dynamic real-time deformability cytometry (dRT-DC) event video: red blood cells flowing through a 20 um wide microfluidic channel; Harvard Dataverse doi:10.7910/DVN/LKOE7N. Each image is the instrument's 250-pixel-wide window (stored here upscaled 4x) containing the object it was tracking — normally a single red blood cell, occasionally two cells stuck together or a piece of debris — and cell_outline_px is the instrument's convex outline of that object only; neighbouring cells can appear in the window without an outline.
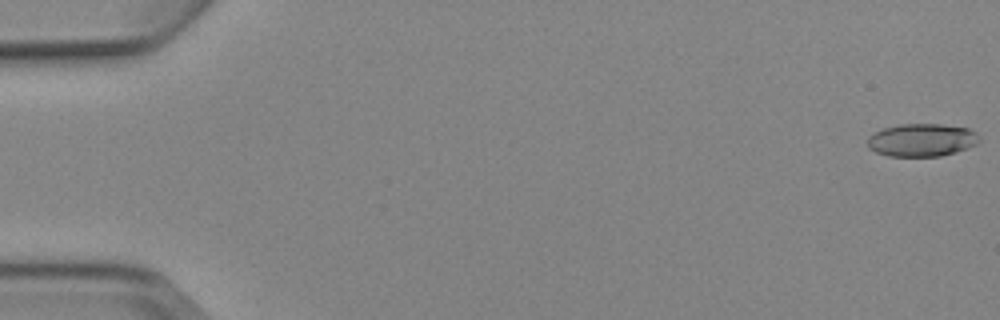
{"species": "Egyptian fruit bat (a non-hibernating species)", "species_latin": "Rousettus aegyptiacus", "temperature_condition": "cold", "stored_images_in_passage": 4, "camera_frame_rate_fps": 3000, "um_per_image_px": 0.085, "animal": {"sex": "female"}, "frame": {"image": 1, "passage_image": 1, "time_ms": 0.0, "image_size_px": [1000, 320], "cell_outline_px": [[980, 140], [976, 144], [956, 152], [940, 156], [888, 156], [876, 152], [868, 148], [868, 136], [884, 128], [900, 124], [940, 124], [968, 128], [976, 132], [980, 136]], "centroid_in_image_um": [78.36, 11.9], "position_along_channel_um": 6.6, "area_um2": 21.39}}